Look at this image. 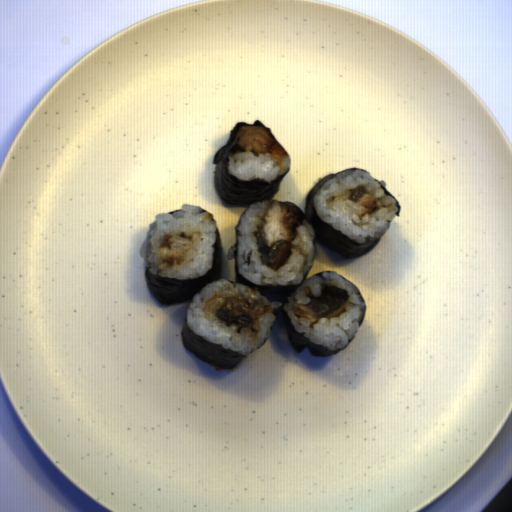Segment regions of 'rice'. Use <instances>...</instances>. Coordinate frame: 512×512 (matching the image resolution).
Segmentation results:
<instances>
[{
    "mask_svg": "<svg viewBox=\"0 0 512 512\" xmlns=\"http://www.w3.org/2000/svg\"><path fill=\"white\" fill-rule=\"evenodd\" d=\"M202 207L184 204L174 214L160 213L148 226L139 256L143 258V267L151 273L159 272L160 276L177 279L196 278L206 274L213 265L212 245L216 242V222L205 220L206 213H200ZM177 233L192 236L195 241L185 257L184 263L173 265L162 262L158 252L164 239Z\"/></svg>",
    "mask_w": 512,
    "mask_h": 512,
    "instance_id": "1",
    "label": "rice"
},
{
    "mask_svg": "<svg viewBox=\"0 0 512 512\" xmlns=\"http://www.w3.org/2000/svg\"><path fill=\"white\" fill-rule=\"evenodd\" d=\"M267 205V201L252 204L241 214L237 227L240 232V235H237L238 269L245 278L255 284L285 286L290 281L299 284L315 257V230L308 221L297 227V233L290 242L291 246L297 247H292L289 261L280 269L270 270L261 263L257 241L253 236V231L257 229V212L265 209Z\"/></svg>",
    "mask_w": 512,
    "mask_h": 512,
    "instance_id": "2",
    "label": "rice"
},
{
    "mask_svg": "<svg viewBox=\"0 0 512 512\" xmlns=\"http://www.w3.org/2000/svg\"><path fill=\"white\" fill-rule=\"evenodd\" d=\"M359 184H362L371 196L381 197L386 203L385 208L358 219L362 212L358 204L349 200H341L333 204L327 203L328 197ZM313 204L318 216L323 221L360 243L367 235L373 236L376 232H380L381 236L385 234L398 211L395 199L390 195H385L377 180L369 173L358 169L345 178H340V181H335L334 178L325 181L313 195Z\"/></svg>",
    "mask_w": 512,
    "mask_h": 512,
    "instance_id": "3",
    "label": "rice"
},
{
    "mask_svg": "<svg viewBox=\"0 0 512 512\" xmlns=\"http://www.w3.org/2000/svg\"><path fill=\"white\" fill-rule=\"evenodd\" d=\"M246 295L248 298L260 302L262 305H270L271 312L261 315V330L259 332H245L236 335L229 327L211 318L203 312L204 306L210 298L215 296ZM283 304L278 301L271 302L263 297L260 292L248 286L238 283L233 286L229 281L220 279L212 281L203 287L194 298L186 312V323L192 332L202 336L206 341L217 343L223 348L248 355L262 347L263 343L271 336V325L275 321V311Z\"/></svg>",
    "mask_w": 512,
    "mask_h": 512,
    "instance_id": "4",
    "label": "rice"
},
{
    "mask_svg": "<svg viewBox=\"0 0 512 512\" xmlns=\"http://www.w3.org/2000/svg\"><path fill=\"white\" fill-rule=\"evenodd\" d=\"M326 279L312 276L304 281L302 287L295 293V299L288 297V302L283 305L285 311L291 318L294 330L304 332V335L317 344L327 346L329 351L345 347L348 344L352 334H356L360 329L362 314L364 313V304L360 301L358 293L353 284L341 278L337 271L323 272ZM328 284L336 287L345 288L348 293L346 313L339 318L322 319L314 328L310 327V321L297 318L290 313L292 304L307 303L308 299L304 295L305 285L312 287L316 295H319L320 284Z\"/></svg>",
    "mask_w": 512,
    "mask_h": 512,
    "instance_id": "5",
    "label": "rice"
},
{
    "mask_svg": "<svg viewBox=\"0 0 512 512\" xmlns=\"http://www.w3.org/2000/svg\"><path fill=\"white\" fill-rule=\"evenodd\" d=\"M281 166L285 170H279L275 164L277 160L271 158V154L260 153L258 157L249 152L237 153L229 157V164L227 166L228 172L234 175L239 180H253L263 179L266 182H271L279 175H284L287 169L290 168L291 159L289 156L279 158Z\"/></svg>",
    "mask_w": 512,
    "mask_h": 512,
    "instance_id": "6",
    "label": "rice"
},
{
    "mask_svg": "<svg viewBox=\"0 0 512 512\" xmlns=\"http://www.w3.org/2000/svg\"><path fill=\"white\" fill-rule=\"evenodd\" d=\"M282 215L283 214L280 211L278 202L272 204L265 217L263 228L266 245H270L275 241H281L285 239L286 229H284L281 225Z\"/></svg>",
    "mask_w": 512,
    "mask_h": 512,
    "instance_id": "7",
    "label": "rice"
},
{
    "mask_svg": "<svg viewBox=\"0 0 512 512\" xmlns=\"http://www.w3.org/2000/svg\"><path fill=\"white\" fill-rule=\"evenodd\" d=\"M237 249V247L235 248H228L227 250V256L226 258L229 260H233L234 259V251Z\"/></svg>",
    "mask_w": 512,
    "mask_h": 512,
    "instance_id": "8",
    "label": "rice"
}]
</instances>
